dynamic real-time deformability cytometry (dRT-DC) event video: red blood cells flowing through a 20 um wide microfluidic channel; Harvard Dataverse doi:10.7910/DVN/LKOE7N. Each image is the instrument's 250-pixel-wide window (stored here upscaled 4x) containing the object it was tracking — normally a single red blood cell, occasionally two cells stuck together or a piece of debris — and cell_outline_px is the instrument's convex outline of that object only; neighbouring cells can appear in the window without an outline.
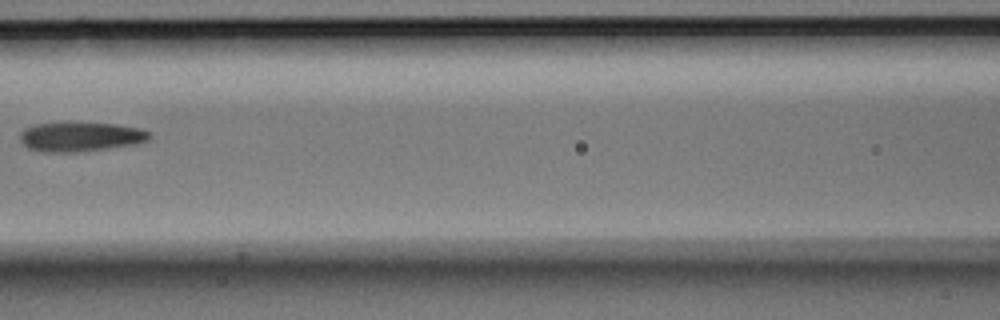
{"species": "Egyptian fruit bat (a non-hibernating species)", "species_latin": "Rousettus aegyptiacus", "temperature_condition": "room temperature", "stored_images_in_passage": 6, "camera_frame_rate_fps": 3000, "um_per_image_px": 0.085, "animal": {"sex": "male"}, "frame": {"image": 1, "passage_image": 6, "time_ms": 1.667, "image_size_px": [1000, 320], "cell_outline_px": [[152, 136], [148, 140], [136, 144], [76, 152], [40, 152], [28, 148], [20, 140], [20, 132], [24, 128], [36, 124], [112, 124], [140, 128], [152, 132]], "centroid_in_image_um": [6.85, 11.64], "position_along_channel_um": 159.7, "area_um2": 21.79}}